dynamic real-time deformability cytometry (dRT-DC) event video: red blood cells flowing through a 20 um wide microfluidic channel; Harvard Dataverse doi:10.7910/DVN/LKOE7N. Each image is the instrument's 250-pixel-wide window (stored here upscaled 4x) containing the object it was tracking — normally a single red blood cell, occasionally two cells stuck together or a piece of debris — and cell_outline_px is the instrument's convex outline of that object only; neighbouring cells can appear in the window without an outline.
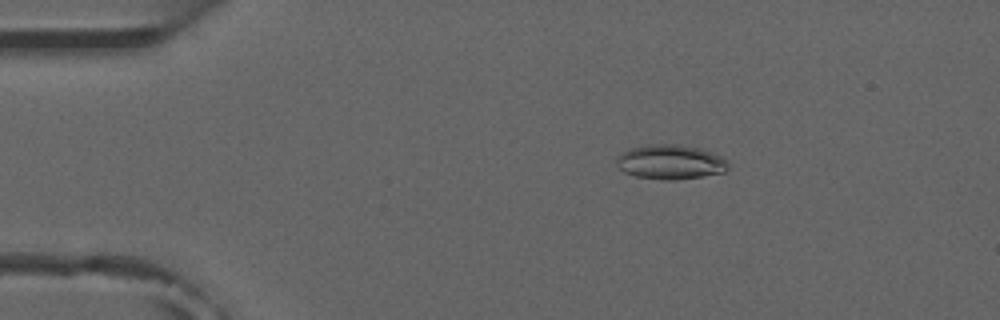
{"species": "common noctule bat (a hibernating species)", "species_latin": "Nyctalus noctula", "temperature_condition": "room temperature", "stored_images_in_passage": 4, "camera_frame_rate_fps": 3000, "um_per_image_px": 0.085, "animal": {"sex": "male", "forearm_length_mm": 52.5}, "frame": {"image": 1, "passage_image": 1, "time_ms": 0.0, "image_size_px": [1000, 320], "cell_outline_px": [[728, 168], [724, 172], [676, 180], [664, 180], [636, 176], [624, 172], [616, 164], [616, 160], [620, 152], [628, 148], [648, 144], [676, 144], [704, 148], [724, 156], [728, 160]], "centroid_in_image_um": [57.0, 13.75], "position_along_channel_um": 28.0, "area_um2": 22.89}}
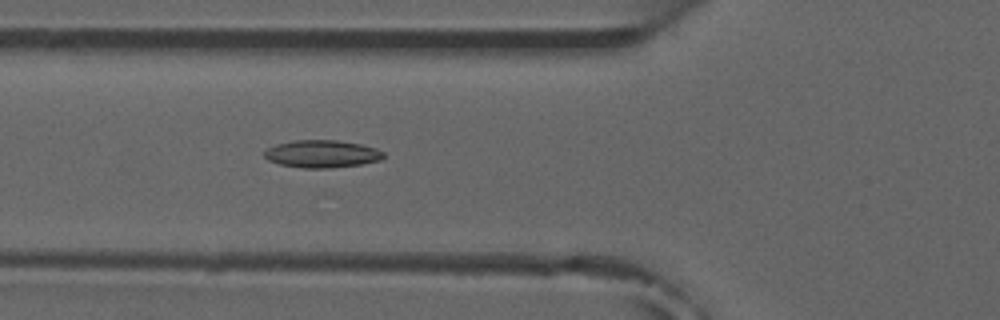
{"frame": {"image": 2, "passage_image": 4, "time_ms": 3.333, "image_size_px": [1000, 320], "cell_outline_px": [[384, 156], [380, 160], [360, 164], [328, 168], [304, 168], [280, 164], [268, 160], [264, 156], [264, 152], [268, 148], [276, 144], [292, 140], [336, 140], [360, 144], [376, 148], [384, 152]], "centroid_in_image_um": [27.35, 13.07], "position_along_channel_um": 98.4, "area_um2": 19.02}}